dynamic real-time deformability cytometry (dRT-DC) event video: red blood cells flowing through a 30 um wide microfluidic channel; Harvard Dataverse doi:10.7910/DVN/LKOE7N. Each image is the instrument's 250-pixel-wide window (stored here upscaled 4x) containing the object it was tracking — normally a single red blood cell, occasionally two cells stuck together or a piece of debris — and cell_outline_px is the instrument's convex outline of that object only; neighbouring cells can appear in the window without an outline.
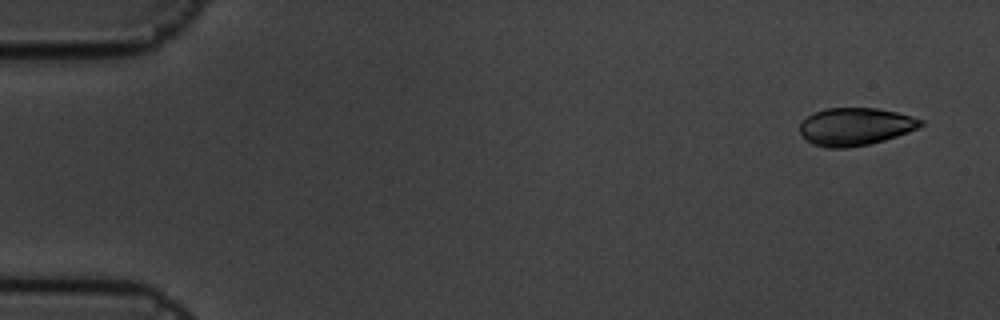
{"species": "common noctule bat (a hibernating species)", "species_latin": "Nyctalus noctula", "temperature_condition": "cold", "stored_images_in_passage": 5, "camera_frame_rate_fps": 3000, "um_per_image_px": 0.085, "animal": {"sex": "male", "body_mass_g": 19.5, "forearm_length_mm": 54.6}, "frame": {"image": 1, "passage_image": 1, "time_ms": 0.0, "image_size_px": [1000, 320], "cell_outline_px": [[924, 124], [908, 132], [884, 140], [868, 144], [848, 148], [828, 148], [812, 144], [804, 140], [800, 132], [800, 124], [808, 116], [816, 112], [828, 108], [876, 108], [896, 112], [924, 120]], "centroid_in_image_um": [72.68, 10.77], "position_along_channel_um": 12.3, "area_um2": 26.41}}
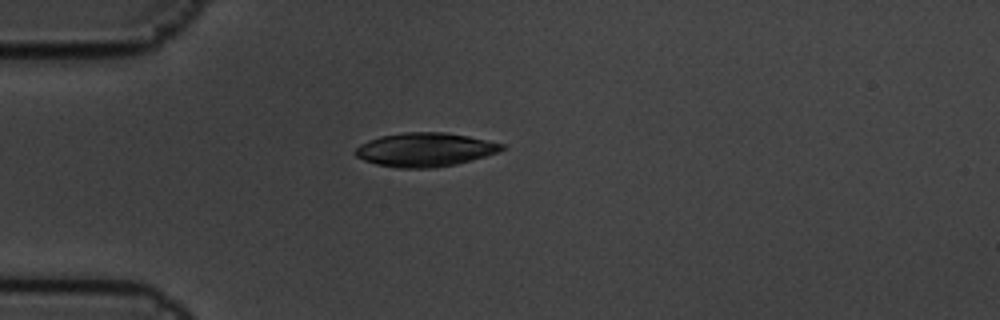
{"frame": {"image": 2, "passage_image": 5, "time_ms": 1.333, "image_size_px": [1000, 320], "cell_outline_px": [[508, 148], [500, 152], [456, 164], [432, 168], [396, 168], [376, 164], [364, 160], [356, 156], [352, 152], [360, 144], [368, 140], [380, 136], [404, 132], [444, 132], [468, 136], [504, 144]], "centroid_in_image_um": [36.12, 12.72], "position_along_channel_um": 48.9, "area_um2": 29.02}}